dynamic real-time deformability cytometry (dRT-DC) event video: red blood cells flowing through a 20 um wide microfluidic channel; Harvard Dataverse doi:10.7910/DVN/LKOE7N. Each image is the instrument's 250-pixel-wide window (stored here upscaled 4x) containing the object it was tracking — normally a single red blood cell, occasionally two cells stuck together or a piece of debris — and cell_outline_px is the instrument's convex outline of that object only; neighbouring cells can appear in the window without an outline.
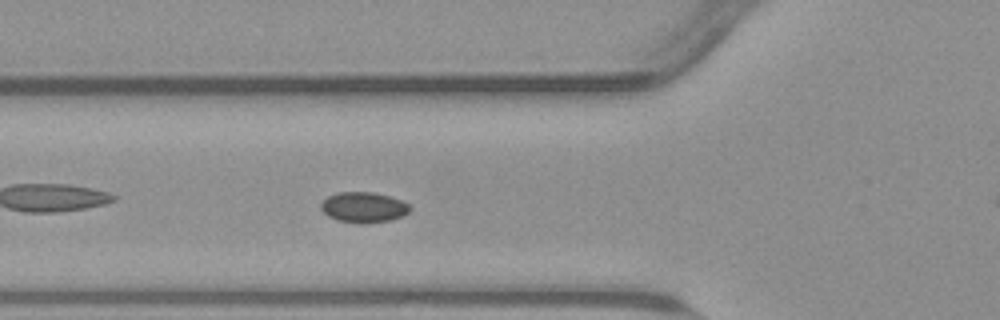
{"species": "common noctule bat (a hibernating species)", "species_latin": "Nyctalus noctula", "temperature_condition": "warm", "stored_images_in_passage": 48, "camera_frame_rate_fps": 3000, "um_per_image_px": 0.085, "animal": {"sex": "male", "body_mass_g": 23.1, "forearm_length_mm": 52.7}, "frame": {"image": 1, "passage_image": 16, "time_ms": 5.0, "image_size_px": [1000, 320], "cell_outline_px": [[412, 208], [404, 216], [388, 220], [336, 220], [328, 216], [320, 208], [320, 204], [328, 196], [340, 192], [372, 192], [388, 196], [400, 200], [408, 204]], "centroid_in_image_um": [30.9, 17.57], "position_along_channel_um": 94.9, "area_um2": 14.97}}
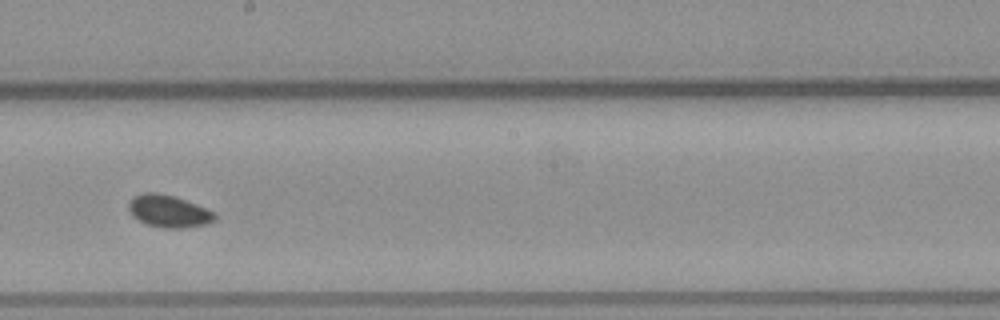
{"frame": {"image": 2, "passage_image": 27, "time_ms": 8.667, "image_size_px": [1000, 320], "cell_outline_px": [[216, 220], [208, 224], [184, 228], [164, 228], [148, 224], [132, 216], [128, 208], [128, 204], [136, 196], [144, 192], [156, 192], [172, 196], [196, 204], [216, 212]], "centroid_in_image_um": [14.38, 17.97], "position_along_channel_um": 233.8, "area_um2": 16.07}}
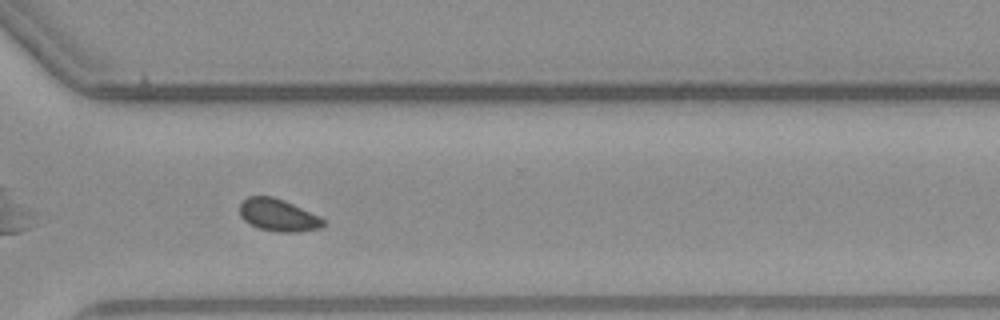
{"frame": {"image": 3, "passage_image": 36, "time_ms": 11.667, "image_size_px": [1000, 320], "cell_outline_px": [[324, 224], [320, 228], [300, 232], [276, 232], [260, 228], [248, 224], [240, 216], [240, 204], [248, 196], [272, 196], [284, 200], [320, 216], [324, 220]], "centroid_in_image_um": [23.64, 18.29], "position_along_channel_um": 347.0, "area_um2": 15.78}}